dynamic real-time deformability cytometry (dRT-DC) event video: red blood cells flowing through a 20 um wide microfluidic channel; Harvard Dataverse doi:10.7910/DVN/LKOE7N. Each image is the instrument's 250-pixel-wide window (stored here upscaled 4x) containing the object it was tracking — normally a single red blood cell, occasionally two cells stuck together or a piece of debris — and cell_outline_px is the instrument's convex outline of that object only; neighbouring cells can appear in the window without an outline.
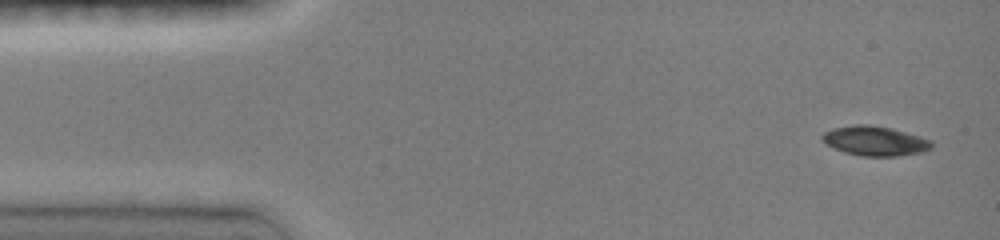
{"species": "common noctule bat (a hibernating species)", "species_latin": "Nyctalus noctula", "temperature_condition": "room temperature", "stored_images_in_passage": 8, "camera_frame_rate_fps": 3000, "um_per_image_px": 0.085, "animal": {"sex": "female", "body_mass_g": 19.0, "forearm_length_mm": 51.5}, "frame": {"image": 1, "passage_image": 1, "time_ms": 0.0, "image_size_px": [1000, 240], "cell_outline_px": [[932, 148], [920, 152], [896, 156], [860, 156], [844, 152], [832, 148], [824, 144], [820, 136], [824, 132], [832, 128], [856, 124], [868, 124], [892, 128], [920, 136], [932, 140]], "centroid_in_image_um": [74.32, 11.97], "position_along_channel_um": 10.7, "area_um2": 19.07}}
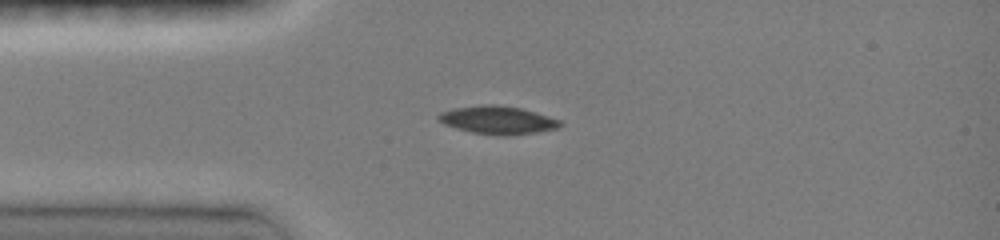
{"frame": {"image": 2, "passage_image": 5, "time_ms": 3.0, "image_size_px": [1000, 240], "cell_outline_px": [[564, 124], [560, 128], [536, 132], [508, 136], [500, 136], [472, 132], [456, 128], [444, 124], [436, 116], [440, 112], [452, 108], [484, 104], [496, 104], [520, 108], [536, 112], [560, 120]], "centroid_in_image_um": [42.32, 10.2], "position_along_channel_um": 42.7, "area_um2": 20.06}}